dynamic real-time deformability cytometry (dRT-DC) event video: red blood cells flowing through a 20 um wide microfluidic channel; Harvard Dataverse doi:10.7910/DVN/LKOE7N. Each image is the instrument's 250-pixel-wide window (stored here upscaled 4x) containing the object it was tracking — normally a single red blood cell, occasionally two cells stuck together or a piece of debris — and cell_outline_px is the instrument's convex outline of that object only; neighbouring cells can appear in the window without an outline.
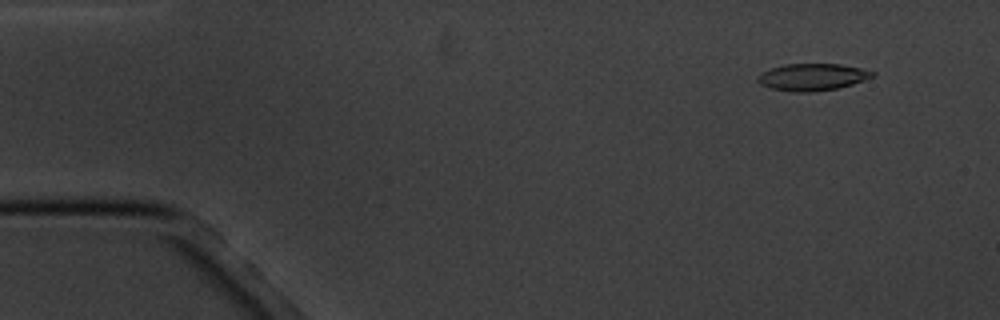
{"species": "common noctule bat (a hibernating species)", "species_latin": "Nyctalus noctula", "temperature_condition": "cold", "stored_images_in_passage": 16, "camera_frame_rate_fps": 3000, "um_per_image_px": 0.085, "animal": {"sex": "male", "body_mass_g": 20.1, "forearm_length_mm": 53.5}, "frame": {"image": 1, "passage_image": 2, "time_ms": 1.333, "image_size_px": [1000, 320], "cell_outline_px": [[876, 76], [852, 84], [836, 88], [812, 92], [792, 92], [772, 88], [760, 84], [756, 80], [756, 76], [772, 68], [784, 64], [840, 64], [860, 68], [876, 72]], "centroid_in_image_um": [69.06, 6.55], "position_along_channel_um": 15.9, "area_um2": 17.98}}
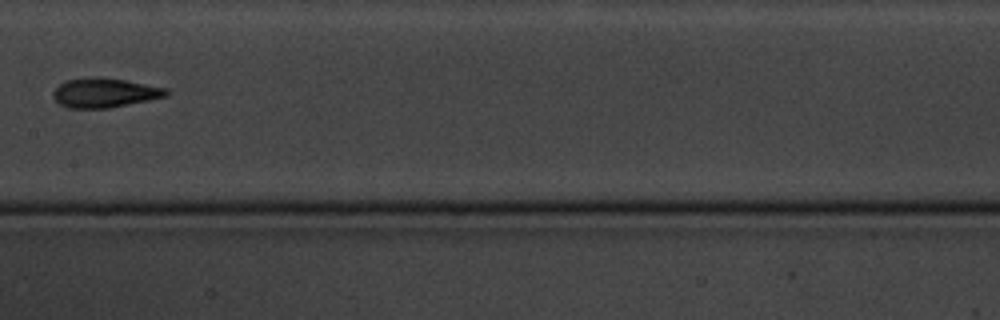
{"frame": {"image": 2, "passage_image": 8, "time_ms": 9.333, "image_size_px": [1000, 320], "cell_outline_px": [[168, 96], [108, 108], [68, 108], [60, 104], [52, 96], [52, 92], [60, 84], [68, 80], [92, 76], [100, 76], [124, 80], [168, 88]], "centroid_in_image_um": [8.89, 7.88], "position_along_channel_um": 198.5, "area_um2": 19.36}}
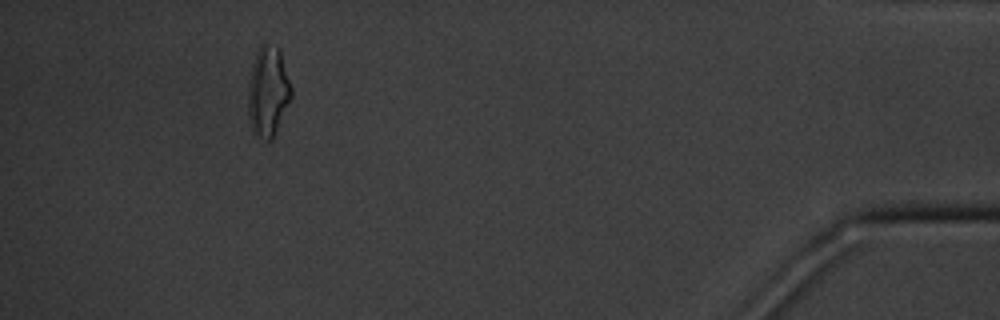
{"frame": {"image": 3, "passage_image": 15, "time_ms": 17.333, "image_size_px": [1000, 320], "cell_outline_px": [[292, 96], [272, 140], [264, 140], [252, 128], [248, 120], [248, 84], [252, 64], [256, 52], [260, 44], [264, 44], [280, 48], [292, 88]], "centroid_in_image_um": [22.78, 7.75], "position_along_channel_um": 412.4, "area_um2": 22.66}, "authors_computed_cell_mechanics": {"area_um2": 18.2648, "velocity_mm_per_s": 3.4442, "shape_relaxation_time_tau1_ms": 9.1697, "shape_relaxation_time_tau2_ms": 4.3067, "deformation_change_tau1": 0.2108, "deformation_change_tau2": 0.1394}}